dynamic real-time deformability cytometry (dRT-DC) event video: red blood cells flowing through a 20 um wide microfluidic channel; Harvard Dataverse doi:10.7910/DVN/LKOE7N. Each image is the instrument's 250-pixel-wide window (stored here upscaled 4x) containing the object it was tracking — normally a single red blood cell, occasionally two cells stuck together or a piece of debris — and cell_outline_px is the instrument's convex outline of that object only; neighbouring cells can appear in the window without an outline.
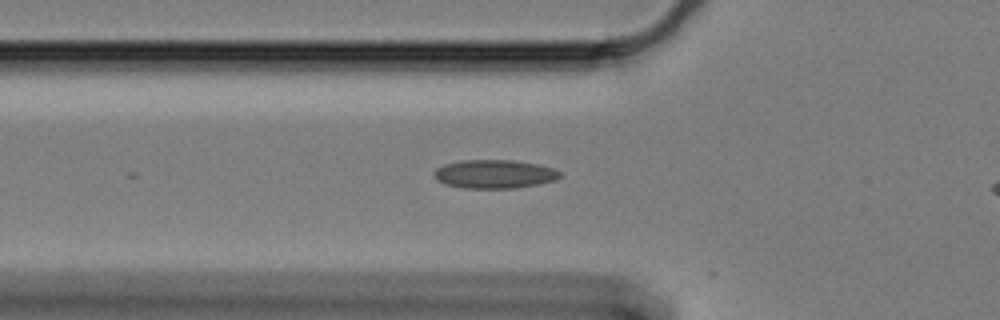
{"species": "Egyptian fruit bat (a non-hibernating species)", "species_latin": "Rousettus aegyptiacus", "temperature_condition": "cold", "stored_images_in_passage": 20, "camera_frame_rate_fps": 3000, "um_per_image_px": 0.085, "animal": {"sex": "female"}, "frame": {"image": 1, "passage_image": 12, "time_ms": 3.667, "image_size_px": [1000, 320], "cell_outline_px": [[560, 176], [556, 180], [516, 188], [464, 188], [444, 184], [436, 180], [432, 176], [432, 172], [436, 168], [444, 164], [460, 160], [512, 160], [536, 164], [552, 168], [560, 172]], "centroid_in_image_um": [41.95, 14.79], "position_along_channel_um": 83.9, "area_um2": 21.04}}
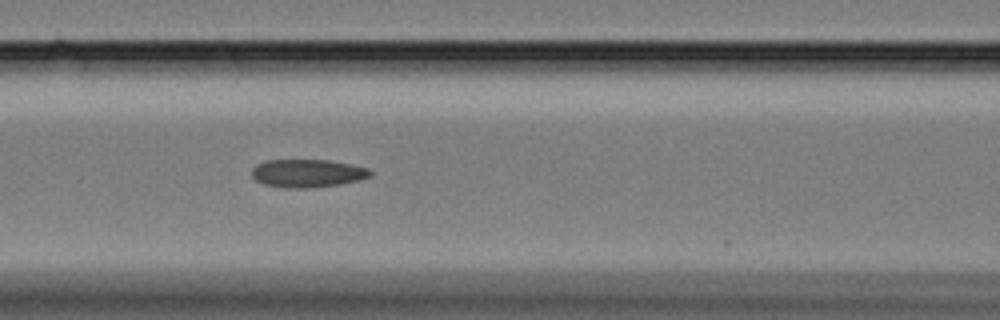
{"frame": {"image": 2, "passage_image": 17, "time_ms": 5.333, "image_size_px": [1000, 320], "cell_outline_px": [[372, 176], [360, 180], [340, 184], [304, 188], [284, 188], [264, 184], [256, 180], [252, 176], [252, 168], [256, 164], [268, 160], [328, 160], [368, 168], [372, 172]], "centroid_in_image_um": [26.13, 14.73], "position_along_channel_um": 140.5, "area_um2": 19.31}}